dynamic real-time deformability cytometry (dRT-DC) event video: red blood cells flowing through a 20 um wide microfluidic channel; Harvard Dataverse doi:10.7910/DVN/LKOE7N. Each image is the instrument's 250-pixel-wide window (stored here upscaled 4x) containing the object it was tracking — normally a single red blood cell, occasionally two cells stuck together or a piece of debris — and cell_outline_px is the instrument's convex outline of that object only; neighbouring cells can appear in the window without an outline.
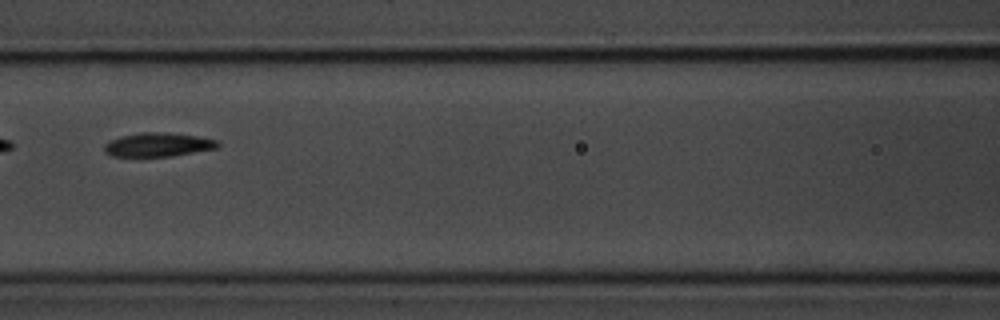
{"species": "common noctule bat (a hibernating species)", "species_latin": "Nyctalus noctula", "temperature_condition": "room temperature", "stored_images_in_passage": 9, "camera_frame_rate_fps": 3000, "um_per_image_px": 0.085, "animal": {"sex": "male", "body_mass_g": 20.1, "forearm_length_mm": 53.5}, "frame": {"image": 1, "passage_image": 7, "time_ms": 7.0, "image_size_px": [1000, 320], "cell_outline_px": [[220, 144], [216, 148], [172, 156], [112, 156], [104, 152], [104, 144], [108, 140], [120, 136], [140, 132], [164, 132], [196, 136], [216, 140]], "centroid_in_image_um": [13.37, 12.29], "position_along_channel_um": 153.2, "area_um2": 15.72}}
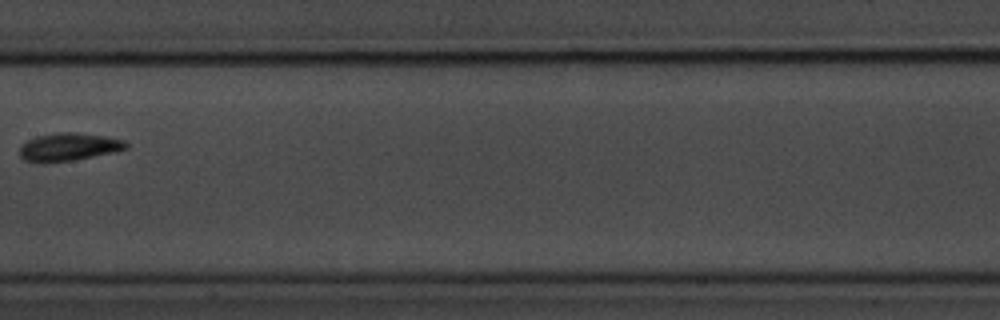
{"frame": {"image": 2, "passage_image": 8, "time_ms": 8.333, "image_size_px": [1000, 320], "cell_outline_px": [[128, 148], [116, 152], [76, 160], [40, 164], [24, 160], [20, 156], [20, 144], [36, 136], [56, 132], [72, 132], [104, 136], [124, 140], [128, 144]], "centroid_in_image_um": [5.81, 12.51], "position_along_channel_um": 201.6, "area_um2": 17.69}}